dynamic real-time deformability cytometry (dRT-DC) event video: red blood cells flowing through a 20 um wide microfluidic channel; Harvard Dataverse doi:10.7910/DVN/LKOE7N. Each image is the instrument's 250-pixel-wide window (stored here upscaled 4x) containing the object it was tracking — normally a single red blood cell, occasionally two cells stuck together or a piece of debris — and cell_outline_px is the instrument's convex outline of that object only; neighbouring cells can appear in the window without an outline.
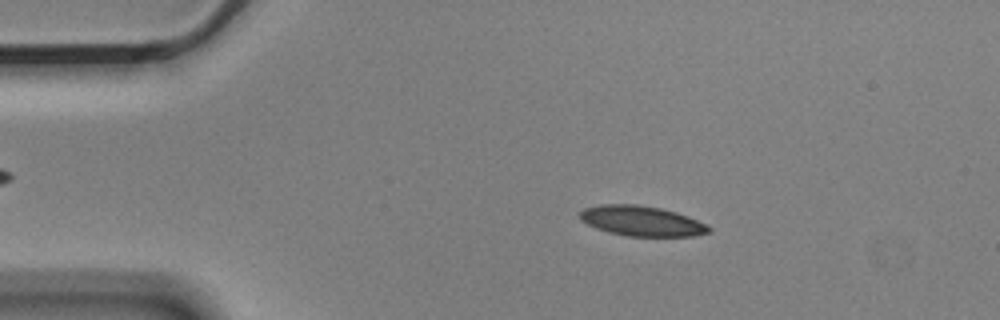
{"species": "Egyptian fruit bat (a non-hibernating species)", "species_latin": "Rousettus aegyptiacus", "temperature_condition": "cold", "stored_images_in_passage": 14, "camera_frame_rate_fps": 3000, "um_per_image_px": 0.085, "animal": {"sex": "male"}, "frame": {"image": 1, "passage_image": 2, "time_ms": 0.333, "image_size_px": [1000, 320], "cell_outline_px": [[712, 228], [708, 232], [692, 236], [628, 236], [608, 232], [596, 228], [580, 220], [580, 212], [584, 208], [600, 204], [636, 204], [660, 208], [676, 212], [688, 216]], "centroid_in_image_um": [54.5, 18.77], "position_along_channel_um": 30.5, "area_um2": 22.48}}
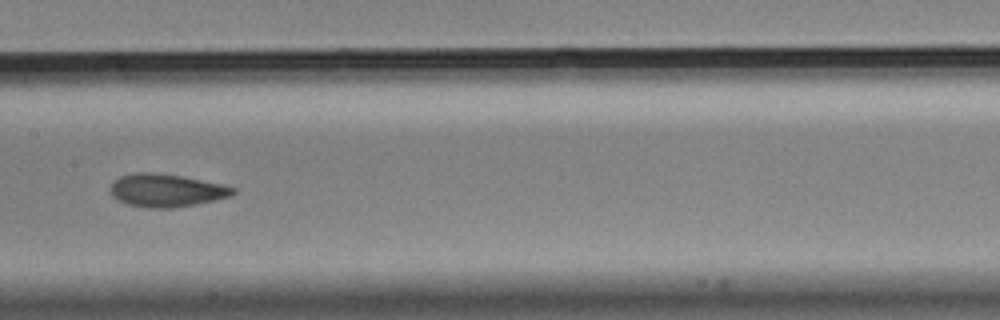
{"frame": {"image": 2, "passage_image": 7, "time_ms": 2.0, "image_size_px": [1000, 320], "cell_outline_px": [[236, 192], [232, 196], [196, 204], [172, 208], [148, 208], [128, 204], [112, 196], [108, 188], [120, 176], [136, 172], [152, 172], [184, 176], [220, 184], [236, 188]], "centroid_in_image_um": [14.14, 16.18], "position_along_channel_um": 193.3, "area_um2": 23.52}}
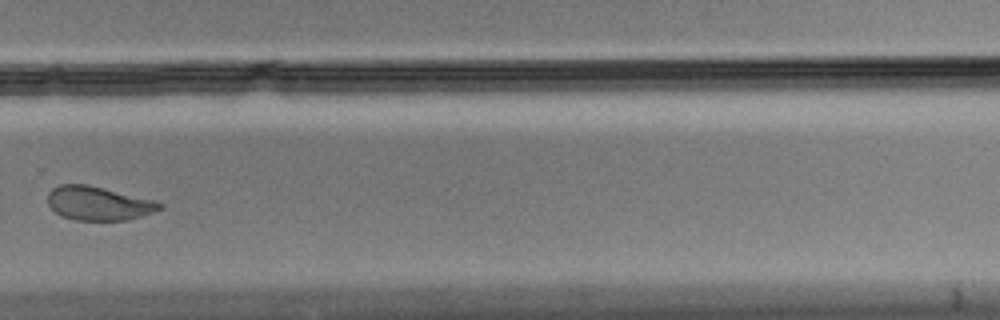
{"frame": {"image": 3, "passage_image": 10, "time_ms": 3.0, "image_size_px": [1000, 320], "cell_outline_px": [[164, 208], [128, 220], [76, 220], [60, 216], [48, 204], [48, 192], [52, 188], [60, 184], [88, 184], [156, 200], [164, 204]], "centroid_in_image_um": [8.38, 17.27], "position_along_channel_um": 321.4, "area_um2": 22.25}}